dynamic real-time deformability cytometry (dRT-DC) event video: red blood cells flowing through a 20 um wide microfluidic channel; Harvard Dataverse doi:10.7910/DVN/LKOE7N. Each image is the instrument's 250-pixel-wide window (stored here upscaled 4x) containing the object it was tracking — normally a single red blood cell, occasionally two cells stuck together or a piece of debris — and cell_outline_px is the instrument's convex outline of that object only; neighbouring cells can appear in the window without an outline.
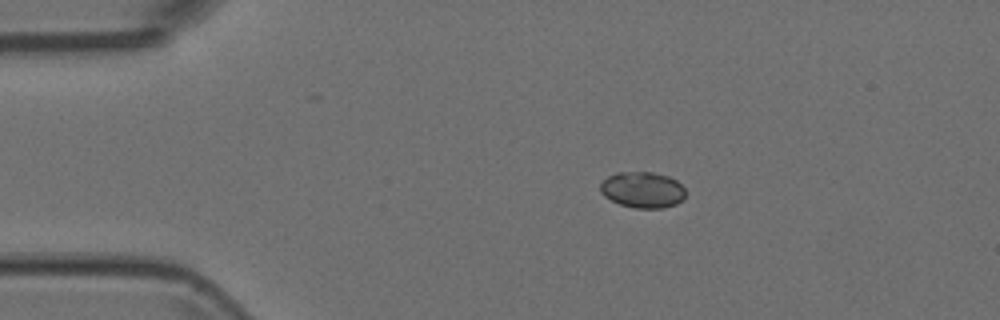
{"species": "Egyptian fruit bat (a non-hibernating species)", "species_latin": "Rousettus aegyptiacus", "temperature_condition": "room temperature", "stored_images_in_passage": 5, "camera_frame_rate_fps": 3000, "um_per_image_px": 0.085, "animal": {"sex": "female"}, "frame": {"image": 1, "passage_image": 3, "time_ms": 0.667, "image_size_px": [1000, 320], "cell_outline_px": [[684, 200], [676, 204], [664, 208], [636, 208], [620, 204], [604, 196], [600, 192], [600, 184], [608, 176], [616, 172], [652, 172], [668, 176], [676, 180], [684, 188]], "centroid_in_image_um": [54.62, 16.13], "position_along_channel_um": 30.4, "area_um2": 17.92}}
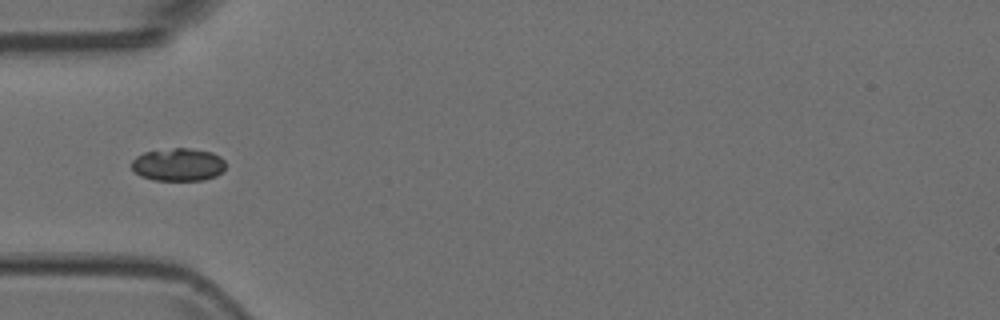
{"frame": {"image": 2, "passage_image": 5, "time_ms": 1.333, "image_size_px": [1000, 320], "cell_outline_px": [[224, 168], [216, 176], [204, 180], [152, 180], [140, 176], [132, 168], [132, 160], [136, 156], [144, 152], [172, 148], [188, 148], [212, 152], [220, 156], [224, 160]], "centroid_in_image_um": [15.13, 13.99], "position_along_channel_um": 69.9, "area_um2": 17.98}}